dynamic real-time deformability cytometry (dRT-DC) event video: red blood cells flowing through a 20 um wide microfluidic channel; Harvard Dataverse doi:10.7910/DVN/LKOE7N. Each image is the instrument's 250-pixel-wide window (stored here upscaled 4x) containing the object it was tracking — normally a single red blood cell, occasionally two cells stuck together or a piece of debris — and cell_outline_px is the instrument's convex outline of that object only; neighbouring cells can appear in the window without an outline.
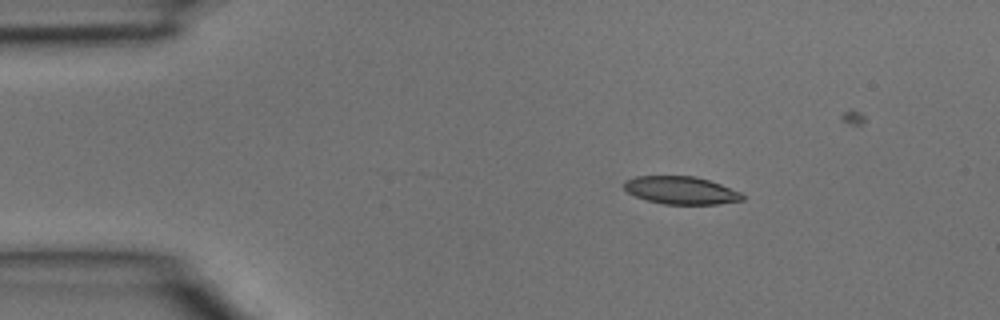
{"species": "common noctule bat (a hibernating species)", "species_latin": "Nyctalus noctula", "temperature_condition": "room temperature", "stored_images_in_passage": 28, "camera_frame_rate_fps": 3000, "um_per_image_px": 0.085, "animal": {"sex": "male", "body_mass_g": 15.6}, "frame": {"image": 1, "passage_image": 1, "time_ms": 0.0, "image_size_px": [1000, 320], "cell_outline_px": [[744, 200], [716, 204], [664, 204], [648, 200], [636, 196], [628, 192], [624, 188], [624, 180], [636, 176], [696, 176], [720, 184], [740, 192], [744, 196]], "centroid_in_image_um": [57.88, 16.17], "position_along_channel_um": 27.1, "area_um2": 19.02}}
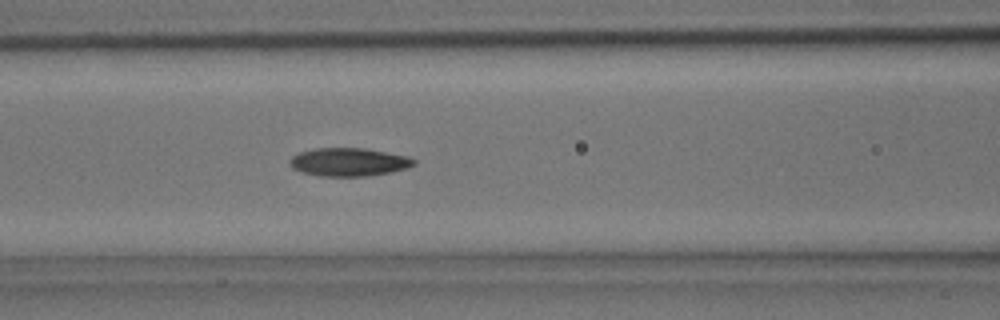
{"frame": {"image": 2, "passage_image": 11, "time_ms": 3.333, "image_size_px": [1000, 320], "cell_outline_px": [[416, 164], [408, 168], [392, 172], [368, 176], [320, 176], [304, 172], [292, 168], [288, 160], [292, 156], [300, 152], [312, 148], [368, 148], [408, 156], [416, 160]], "centroid_in_image_um": [29.68, 13.76], "position_along_channel_um": 136.9, "area_um2": 20.63}}
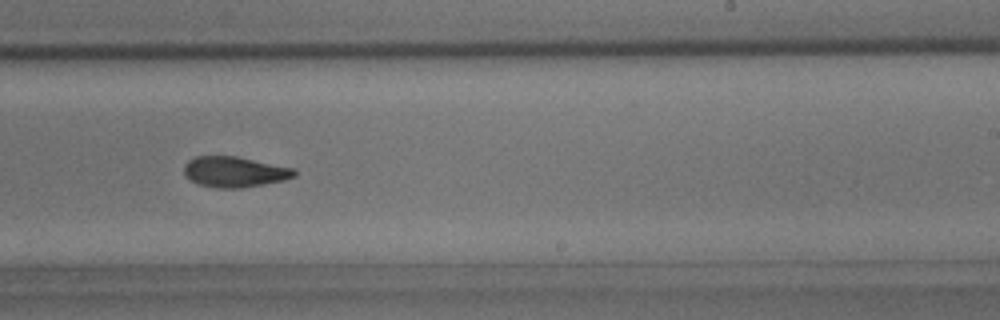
{"frame": {"image": 3, "passage_image": 19, "time_ms": 6.0, "image_size_px": [1000, 320], "cell_outline_px": [[296, 176], [284, 180], [264, 184], [240, 188], [216, 188], [200, 184], [192, 180], [184, 172], [184, 164], [188, 160], [196, 156], [236, 156], [296, 168]], "centroid_in_image_um": [19.97, 14.6], "position_along_channel_um": 269.0, "area_um2": 19.65}}